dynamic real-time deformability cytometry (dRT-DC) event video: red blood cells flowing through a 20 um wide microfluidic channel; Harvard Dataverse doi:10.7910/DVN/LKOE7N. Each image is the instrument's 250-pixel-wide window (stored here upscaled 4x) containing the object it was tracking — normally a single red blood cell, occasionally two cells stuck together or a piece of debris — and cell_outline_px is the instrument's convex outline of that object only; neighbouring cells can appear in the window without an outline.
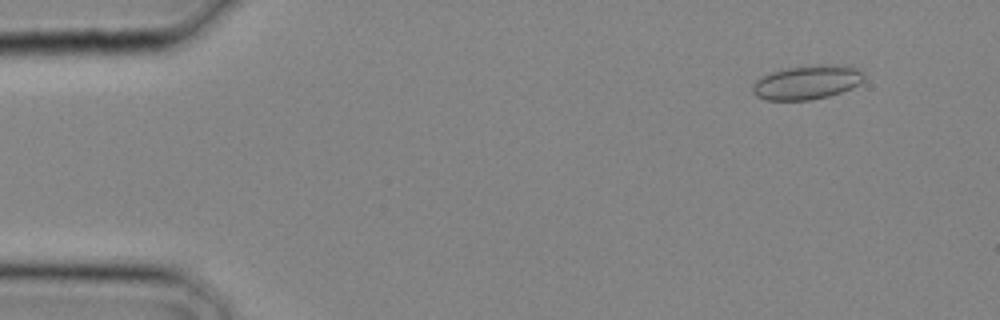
{"species": "common noctule bat (a hibernating species)", "species_latin": "Nyctalus noctula", "temperature_condition": "cold", "stored_images_in_passage": 13, "camera_frame_rate_fps": 3000, "um_per_image_px": 0.085, "animal": {"sex": "male", "body_mass_g": 20.4}, "frame": {"image": 1, "passage_image": 3, "time_ms": 0.667, "image_size_px": [1000, 320], "cell_outline_px": [[864, 80], [860, 84], [852, 88], [828, 96], [812, 100], [764, 100], [756, 96], [752, 92], [752, 84], [760, 76], [772, 72], [788, 68], [820, 64], [844, 64], [860, 68], [864, 76]], "centroid_in_image_um": [68.62, 6.99], "position_along_channel_um": 16.4, "area_um2": 22.48}}
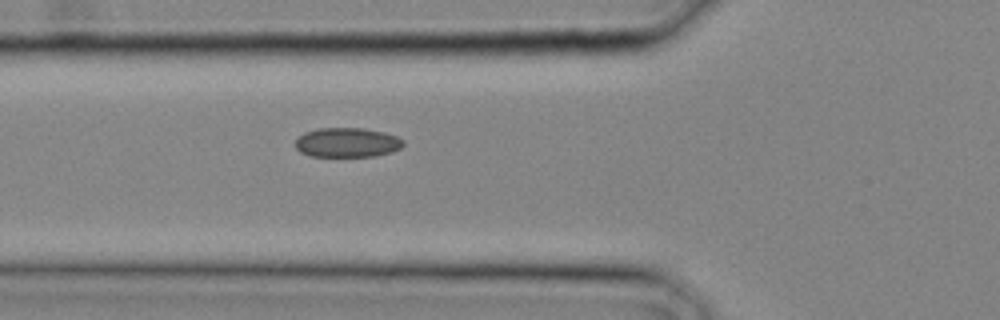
{"frame": {"image": 2, "passage_image": 11, "time_ms": 3.333, "image_size_px": [1000, 320], "cell_outline_px": [[404, 144], [400, 148], [392, 152], [376, 156], [308, 156], [300, 152], [296, 148], [296, 140], [304, 132], [320, 128], [364, 128], [384, 132], [396, 136], [404, 140]], "centroid_in_image_um": [29.52, 12.11], "position_along_channel_um": 96.3, "area_um2": 18.61}}
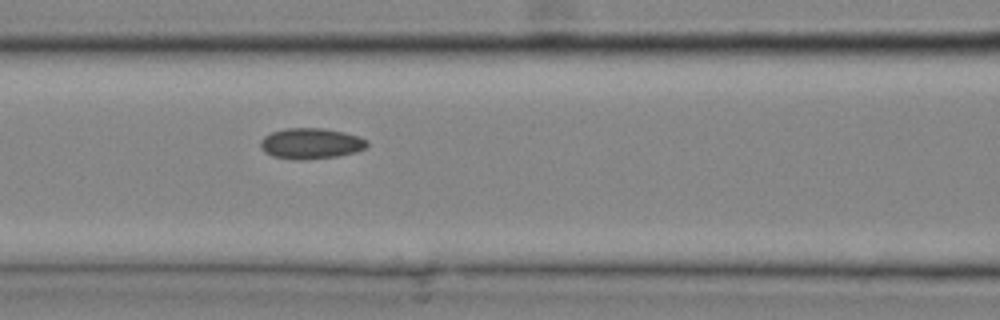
{"frame": {"image": 3, "passage_image": 13, "time_ms": 4.0, "image_size_px": [1000, 320], "cell_outline_px": [[368, 144], [364, 148], [356, 152], [340, 156], [300, 160], [296, 160], [272, 156], [264, 152], [260, 148], [260, 140], [264, 136], [272, 132], [284, 128], [320, 128], [344, 132], [360, 136], [368, 140]], "centroid_in_image_um": [26.42, 12.2], "position_along_channel_um": 140.2, "area_um2": 19.31}}